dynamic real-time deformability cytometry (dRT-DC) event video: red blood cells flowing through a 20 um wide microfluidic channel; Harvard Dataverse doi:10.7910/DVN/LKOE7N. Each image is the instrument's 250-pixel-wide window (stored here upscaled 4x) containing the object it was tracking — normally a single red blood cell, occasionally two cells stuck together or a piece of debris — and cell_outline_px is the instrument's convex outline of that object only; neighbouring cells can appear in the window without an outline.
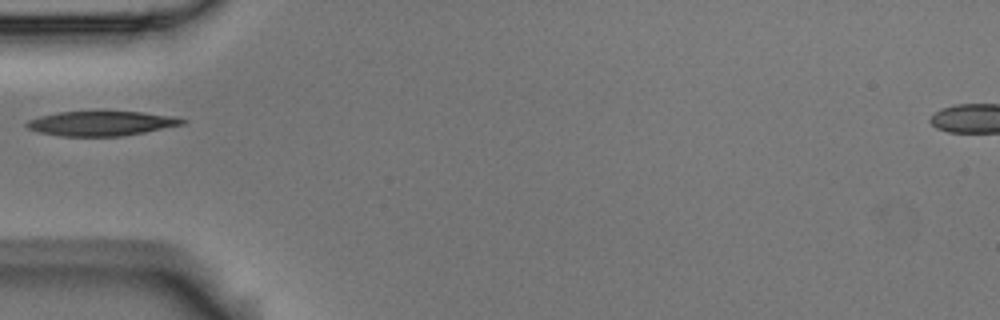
{"species": "Egyptian fruit bat (a non-hibernating species)", "species_latin": "Rousettus aegyptiacus", "temperature_condition": "room temperature", "stored_images_in_passage": 1, "camera_frame_rate_fps": 3000, "um_per_image_px": 0.085, "animal": {"sex": "male"}, "frame": {"image": 1, "passage_image": 1, "time_ms": 0.0, "image_size_px": [1000, 320], "cell_outline_px": [[188, 120], [184, 124], [124, 136], [60, 136], [36, 132], [28, 128], [24, 124], [28, 120], [40, 116], [56, 112], [144, 112], [176, 116]], "centroid_in_image_um": [8.61, 10.49], "position_along_channel_um": 76.4, "area_um2": 22.43}}